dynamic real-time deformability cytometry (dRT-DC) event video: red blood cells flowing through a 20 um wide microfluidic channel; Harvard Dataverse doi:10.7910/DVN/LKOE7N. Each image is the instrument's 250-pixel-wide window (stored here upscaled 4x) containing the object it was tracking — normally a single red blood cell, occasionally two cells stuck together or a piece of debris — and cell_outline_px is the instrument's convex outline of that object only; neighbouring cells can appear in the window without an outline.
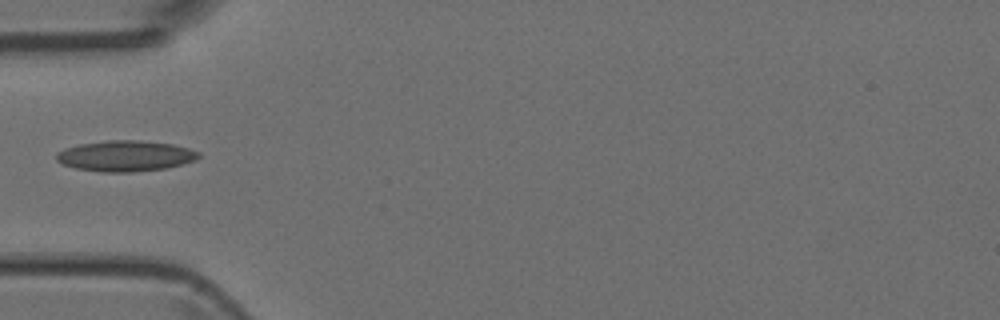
{"species": "Egyptian fruit bat (a non-hibernating species)", "species_latin": "Rousettus aegyptiacus", "temperature_condition": "room temperature", "stored_images_in_passage": 3, "camera_frame_rate_fps": 3000, "um_per_image_px": 0.085, "animal": {"sex": "female"}, "frame": {"image": 1, "passage_image": 1, "time_ms": 0.0, "image_size_px": [1000, 320], "cell_outline_px": [[200, 156], [196, 160], [164, 168], [132, 172], [100, 172], [76, 168], [64, 164], [56, 160], [56, 152], [64, 148], [76, 144], [108, 140], [140, 140], [172, 144], [188, 148], [200, 152]], "centroid_in_image_um": [10.63, 13.24], "position_along_channel_um": 74.4, "area_um2": 25.55}}
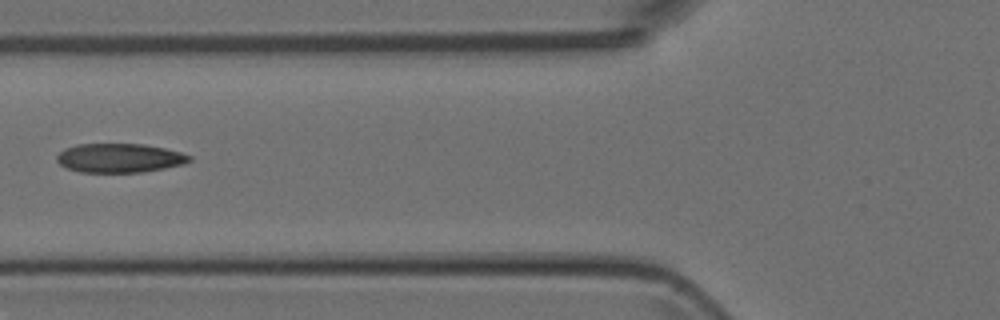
{"frame": {"image": 2, "passage_image": 2, "time_ms": 1.0, "image_size_px": [1000, 320], "cell_outline_px": [[192, 160], [184, 164], [144, 172], [80, 172], [68, 168], [60, 164], [56, 160], [56, 156], [64, 148], [76, 144], [144, 144], [164, 148], [180, 152], [192, 156]], "centroid_in_image_um": [10.16, 13.43], "position_along_channel_um": 115.6, "area_um2": 22.48}}
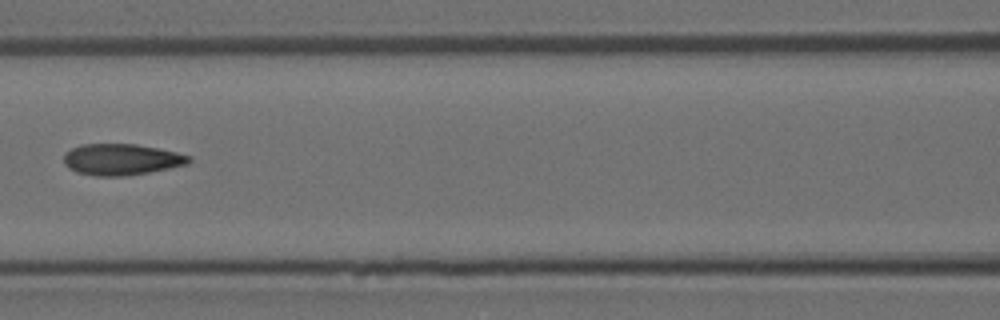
{"frame": {"image": 3, "passage_image": 3, "time_ms": 2.0, "image_size_px": [1000, 320], "cell_outline_px": [[192, 160], [188, 164], [148, 172], [124, 176], [96, 176], [76, 172], [68, 168], [64, 164], [64, 152], [80, 144], [136, 144], [176, 152], [192, 156]], "centroid_in_image_um": [10.29, 13.55], "position_along_channel_um": 156.3, "area_um2": 22.83}}